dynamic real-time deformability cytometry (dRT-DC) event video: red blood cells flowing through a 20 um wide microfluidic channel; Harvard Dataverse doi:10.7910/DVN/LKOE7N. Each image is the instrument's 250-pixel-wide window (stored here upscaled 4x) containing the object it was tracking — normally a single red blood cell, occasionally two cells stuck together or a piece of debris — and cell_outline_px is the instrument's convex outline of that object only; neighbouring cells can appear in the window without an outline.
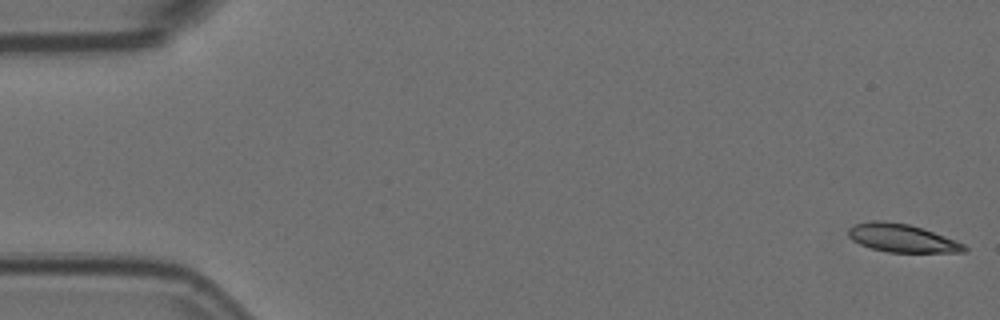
{"species": "Egyptian fruit bat (a non-hibernating species)", "species_latin": "Rousettus aegyptiacus", "temperature_condition": "room temperature", "stored_images_in_passage": 6, "camera_frame_rate_fps": 3000, "um_per_image_px": 0.085, "animal": {"sex": "female"}, "frame": {"image": 1, "passage_image": 1, "time_ms": 0.0, "image_size_px": [1000, 320], "cell_outline_px": [[968, 252], [888, 252], [872, 248], [860, 244], [852, 240], [848, 236], [848, 228], [856, 224], [872, 220], [880, 220], [908, 224], [956, 240], [964, 244], [968, 248]], "centroid_in_image_um": [76.66, 20.24], "position_along_channel_um": 8.3, "area_um2": 18.84}}
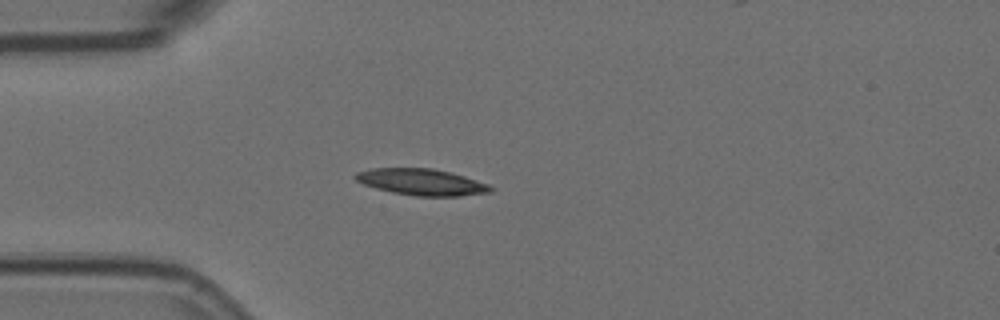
{"frame": {"image": 2, "passage_image": 5, "time_ms": 1.333, "image_size_px": [1000, 320], "cell_outline_px": [[496, 188], [492, 192], [460, 196], [416, 196], [392, 192], [376, 188], [364, 184], [356, 180], [352, 176], [356, 172], [372, 168], [432, 168], [464, 176], [488, 184]], "centroid_in_image_um": [35.84, 15.47], "position_along_channel_um": 49.2, "area_um2": 20.81}}